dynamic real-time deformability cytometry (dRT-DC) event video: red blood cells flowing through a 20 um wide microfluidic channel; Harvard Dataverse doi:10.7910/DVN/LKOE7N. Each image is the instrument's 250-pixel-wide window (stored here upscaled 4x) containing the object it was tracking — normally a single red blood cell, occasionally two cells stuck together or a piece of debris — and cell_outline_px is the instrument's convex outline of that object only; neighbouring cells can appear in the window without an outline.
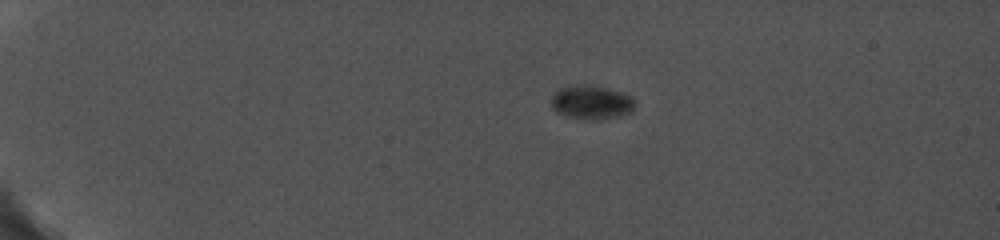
{"species": "common noctule bat (a hibernating species)", "species_latin": "Nyctalus noctula", "temperature_condition": "cold", "stored_images_in_passage": 8, "camera_frame_rate_fps": 5000, "um_per_image_px": 0.085, "animal": {"sex": "female", "body_mass_g": 19.0, "forearm_length_mm": 56.7}, "frame": {"image": 1, "passage_image": 1, "time_ms": 0.0, "image_size_px": [1000, 240], "cell_outline_px": [[636, 104], [632, 112], [620, 116], [596, 120], [584, 120], [568, 116], [556, 112], [552, 108], [552, 96], [556, 88], [584, 84], [588, 84], [620, 92], [632, 96]], "centroid_in_image_um": [50.27, 8.71], "position_along_channel_um": 34.7, "area_um2": 16.7}}